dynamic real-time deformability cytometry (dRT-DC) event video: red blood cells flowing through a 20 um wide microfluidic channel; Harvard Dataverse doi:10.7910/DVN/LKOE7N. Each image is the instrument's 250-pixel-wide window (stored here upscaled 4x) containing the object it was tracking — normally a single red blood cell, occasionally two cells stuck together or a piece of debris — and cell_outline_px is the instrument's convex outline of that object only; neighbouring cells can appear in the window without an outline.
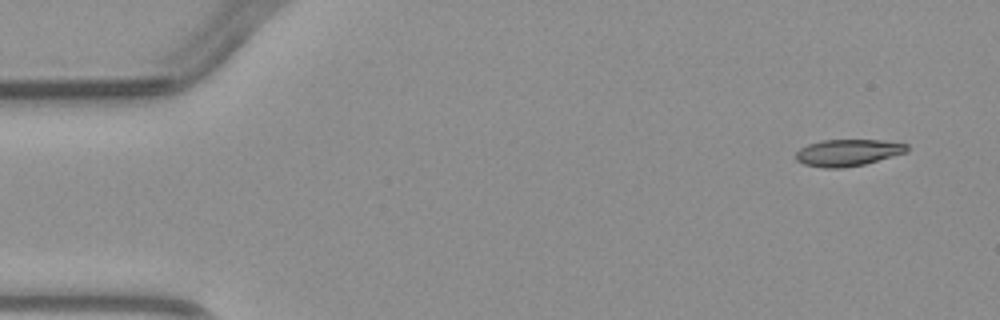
{"species": "common noctule bat (a hibernating species)", "species_latin": "Nyctalus noctula", "temperature_condition": "warm", "stored_images_in_passage": 4, "camera_frame_rate_fps": 3000, "um_per_image_px": 0.085, "animal": {"sex": "male", "body_mass_g": 23.1, "forearm_length_mm": 52.7}, "frame": {"image": 1, "passage_image": 1, "time_ms": 0.0, "image_size_px": [1000, 320], "cell_outline_px": [[908, 152], [864, 164], [844, 168], [824, 168], [804, 164], [796, 160], [796, 152], [800, 148], [808, 144], [824, 140], [880, 140], [908, 144]], "centroid_in_image_um": [72.07, 12.97], "position_along_channel_um": 12.9, "area_um2": 17.28}}
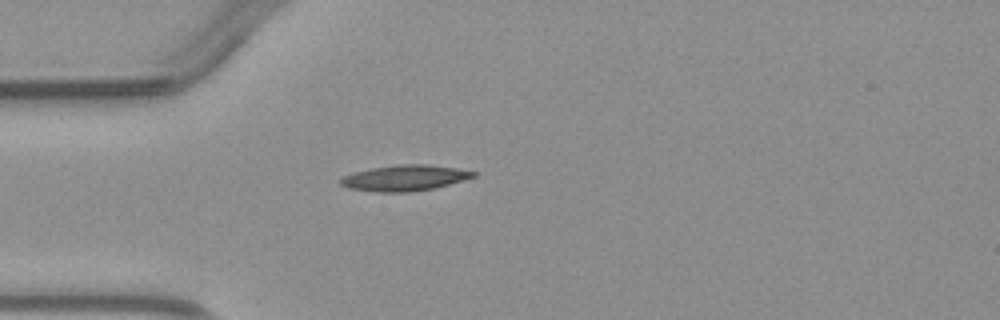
{"frame": {"image": 2, "passage_image": 4, "time_ms": 3.333, "image_size_px": [1000, 320], "cell_outline_px": [[476, 176], [448, 184], [432, 188], [408, 192], [376, 192], [348, 188], [340, 184], [340, 180], [344, 176], [356, 172], [372, 168], [400, 164], [428, 164], [456, 168], [476, 172]], "centroid_in_image_um": [34.39, 15.12], "position_along_channel_um": 50.6, "area_um2": 19.65}}